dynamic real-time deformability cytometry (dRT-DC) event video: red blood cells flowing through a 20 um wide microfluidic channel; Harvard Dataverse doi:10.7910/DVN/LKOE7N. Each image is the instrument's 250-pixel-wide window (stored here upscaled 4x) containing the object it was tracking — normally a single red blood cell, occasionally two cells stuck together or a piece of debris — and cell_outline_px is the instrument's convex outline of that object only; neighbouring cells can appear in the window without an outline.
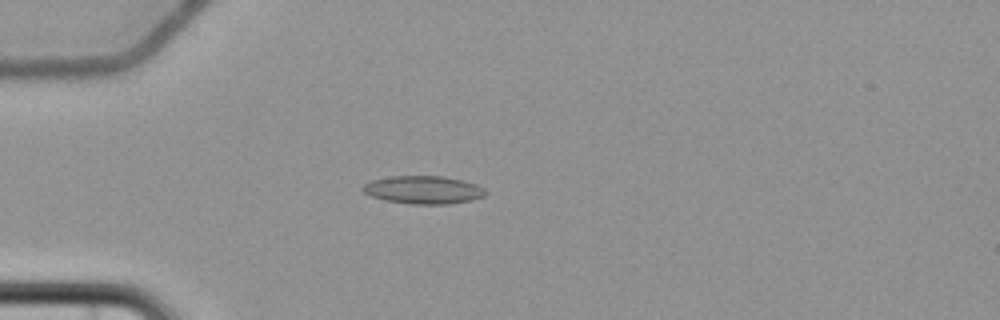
{"species": "common noctule bat (a hibernating species)", "species_latin": "Nyctalus noctula", "temperature_condition": "cold", "stored_images_in_passage": 6, "camera_frame_rate_fps": 3000, "um_per_image_px": 0.085, "animal": {"sex": "female", "body_mass_g": 22.7, "forearm_length_mm": 54.2}, "frame": {"image": 1, "passage_image": 4, "time_ms": 3.667, "image_size_px": [1000, 320], "cell_outline_px": [[488, 192], [484, 196], [472, 200], [448, 204], [412, 204], [384, 200], [372, 196], [364, 192], [360, 188], [364, 184], [372, 180], [392, 176], [444, 176], [464, 180], [476, 184], [484, 188]], "centroid_in_image_um": [36.01, 16.13], "position_along_channel_um": 49.0, "area_um2": 20.11}}
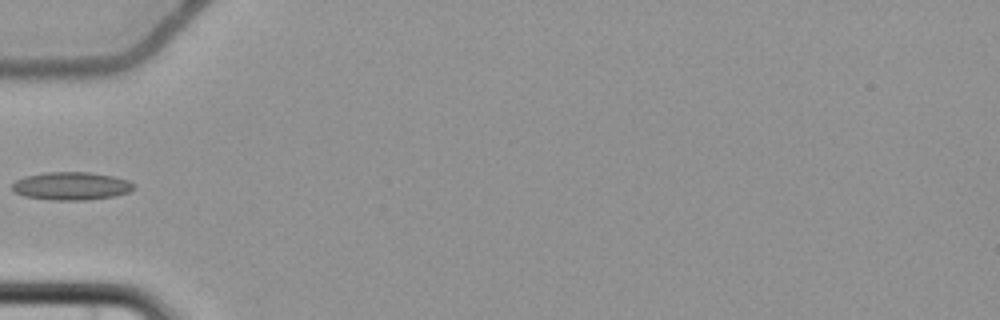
{"frame": {"image": 2, "passage_image": 5, "time_ms": 5.0, "image_size_px": [1000, 320], "cell_outline_px": [[136, 188], [128, 192], [112, 196], [88, 200], [52, 200], [24, 196], [12, 192], [12, 184], [16, 180], [24, 176], [44, 172], [92, 172], [112, 176], [128, 180], [136, 184]], "centroid_in_image_um": [6.05, 15.8], "position_along_channel_um": 79.0, "area_um2": 20.06}}
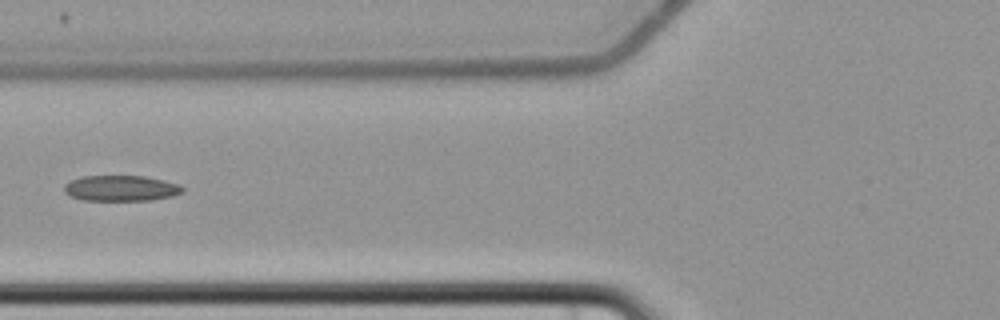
{"frame": {"image": 3, "passage_image": 6, "time_ms": 6.0, "image_size_px": [1000, 320], "cell_outline_px": [[184, 192], [172, 196], [152, 200], [84, 200], [68, 196], [64, 192], [64, 184], [80, 176], [144, 176], [164, 180], [180, 184], [184, 188]], "centroid_in_image_um": [10.28, 16.0], "position_along_channel_um": 115.5, "area_um2": 17.86}}